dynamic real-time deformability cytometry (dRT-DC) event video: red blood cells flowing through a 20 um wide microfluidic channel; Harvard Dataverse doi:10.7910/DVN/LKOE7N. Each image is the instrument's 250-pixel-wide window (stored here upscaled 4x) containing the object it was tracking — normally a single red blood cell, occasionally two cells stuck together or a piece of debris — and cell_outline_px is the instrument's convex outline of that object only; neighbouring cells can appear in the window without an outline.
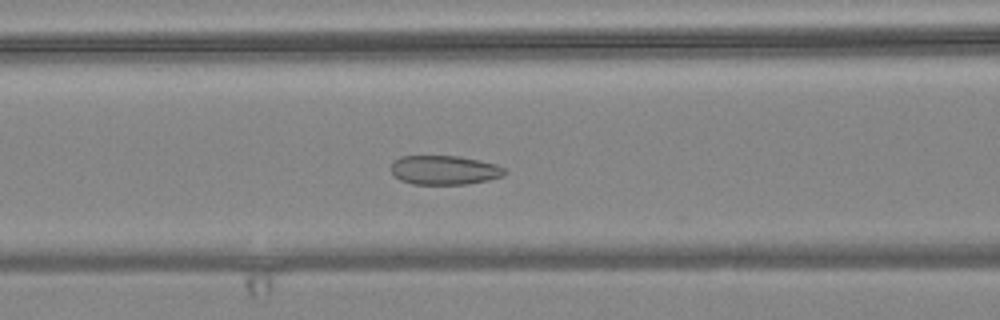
{"species": "common noctule bat (a hibernating species)", "species_latin": "Nyctalus noctula", "temperature_condition": "warm", "stored_images_in_passage": 53, "camera_frame_rate_fps": 3000, "um_per_image_px": 0.085, "animal": {"sex": "female", "body_mass_g": 24.6, "forearm_length_mm": 56.2}, "frame": {"image": 1, "passage_image": 22, "time_ms": 7.0, "image_size_px": [1000, 320], "cell_outline_px": [[504, 176], [488, 180], [468, 184], [412, 184], [400, 180], [392, 172], [392, 164], [400, 156], [460, 156], [496, 164], [504, 168]], "centroid_in_image_um": [37.78, 14.46], "position_along_channel_um": 128.8, "area_um2": 19.19}}
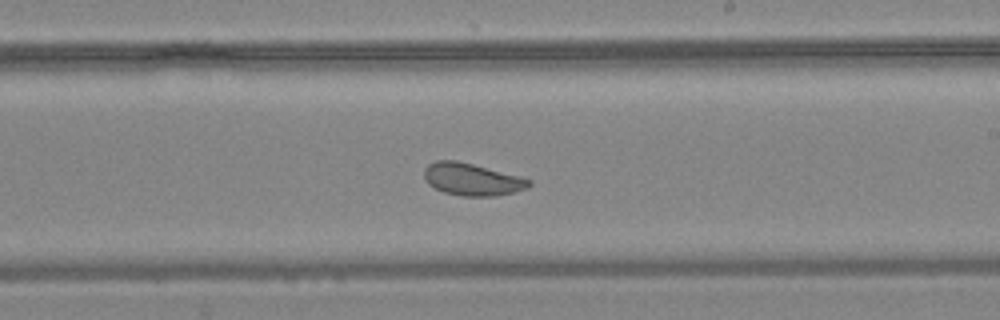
{"frame": {"image": 2, "passage_image": 32, "time_ms": 10.333, "image_size_px": [1000, 320], "cell_outline_px": [[532, 184], [528, 188], [496, 196], [460, 196], [444, 192], [428, 184], [424, 180], [424, 168], [428, 164], [436, 160], [456, 160], [520, 176], [532, 180]], "centroid_in_image_um": [40.11, 15.24], "position_along_channel_um": 248.9, "area_um2": 19.77}}
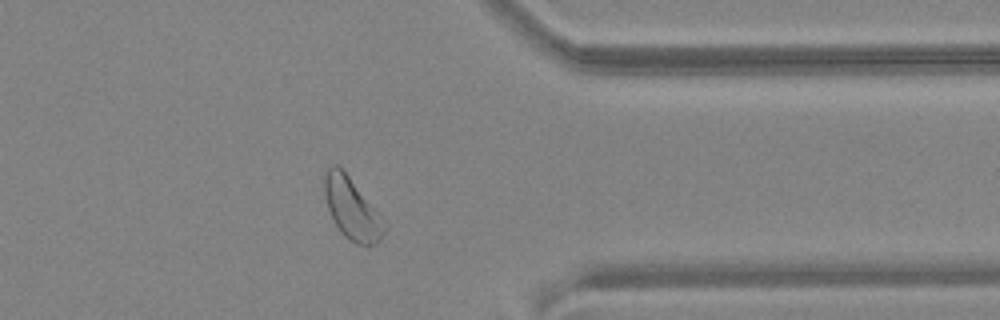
{"frame": {"image": 3, "passage_image": 44, "time_ms": 14.333, "image_size_px": [1000, 320], "cell_outline_px": [[384, 232], [380, 240], [376, 244], [368, 248], [356, 244], [348, 240], [340, 232], [328, 208], [324, 192], [324, 176], [328, 168], [332, 164], [336, 164], [348, 176], [384, 220]], "centroid_in_image_um": [29.9, 17.8], "position_along_channel_um": 381.5, "area_um2": 21.1}}